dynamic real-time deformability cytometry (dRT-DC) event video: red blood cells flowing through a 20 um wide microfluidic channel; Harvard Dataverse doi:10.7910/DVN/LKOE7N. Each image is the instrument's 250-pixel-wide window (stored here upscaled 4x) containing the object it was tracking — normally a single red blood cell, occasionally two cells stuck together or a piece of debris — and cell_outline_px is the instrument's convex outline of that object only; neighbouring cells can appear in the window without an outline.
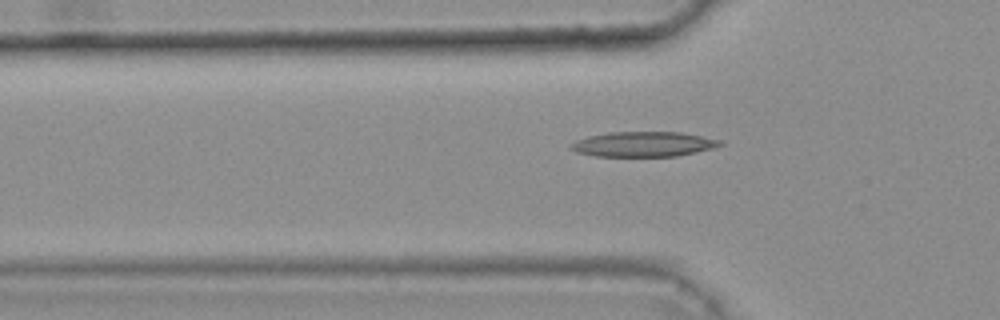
{"species": "common noctule bat (a hibernating species)", "species_latin": "Nyctalus noctula", "temperature_condition": "warm", "stored_images_in_passage": 36, "camera_frame_rate_fps": 3000, "um_per_image_px": 0.085, "animal": {"sex": "female", "body_mass_g": 25.1}, "frame": {"image": 1, "passage_image": 6, "time_ms": 1.667, "image_size_px": [1000, 320], "cell_outline_px": [[724, 144], [712, 148], [696, 152], [676, 156], [596, 156], [576, 152], [568, 148], [568, 144], [576, 140], [588, 136], [608, 132], [680, 132], [724, 140]], "centroid_in_image_um": [54.67, 12.25], "position_along_channel_um": 71.1, "area_um2": 21.91}}
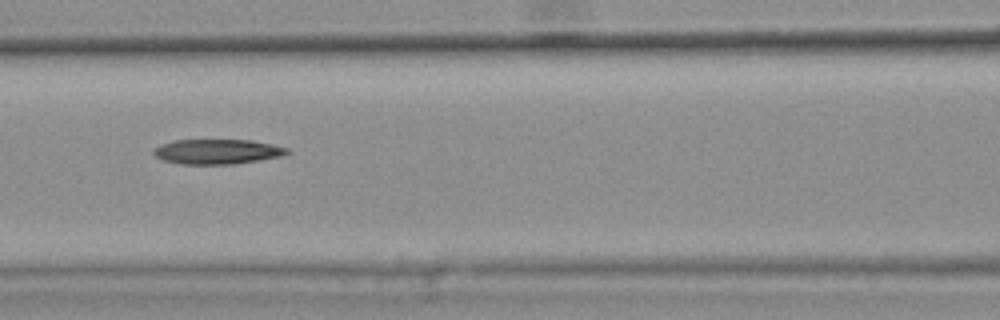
{"frame": {"image": 2, "passage_image": 12, "time_ms": 3.667, "image_size_px": [1000, 320], "cell_outline_px": [[292, 152], [280, 156], [232, 164], [180, 164], [164, 160], [156, 156], [152, 152], [152, 148], [160, 144], [176, 140], [252, 140], [272, 144], [288, 148]], "centroid_in_image_um": [18.44, 12.88], "position_along_channel_um": 148.2, "area_um2": 19.31}}
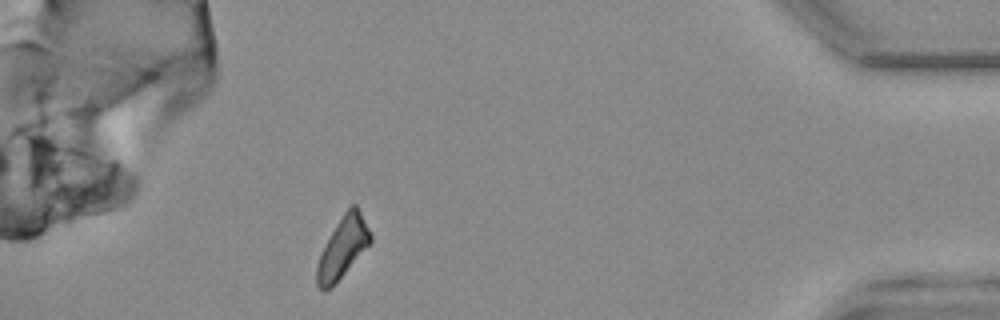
{"frame": {"image": 3, "passage_image": 36, "time_ms": 11.667, "image_size_px": [1000, 320], "cell_outline_px": [[372, 240], [332, 288], [320, 288], [316, 284], [316, 264], [320, 252], [324, 244], [336, 224], [344, 212], [352, 204], [356, 204], [372, 236]], "centroid_in_image_um": [29.09, 21.05], "position_along_channel_um": 406.1, "area_um2": 18.67}}